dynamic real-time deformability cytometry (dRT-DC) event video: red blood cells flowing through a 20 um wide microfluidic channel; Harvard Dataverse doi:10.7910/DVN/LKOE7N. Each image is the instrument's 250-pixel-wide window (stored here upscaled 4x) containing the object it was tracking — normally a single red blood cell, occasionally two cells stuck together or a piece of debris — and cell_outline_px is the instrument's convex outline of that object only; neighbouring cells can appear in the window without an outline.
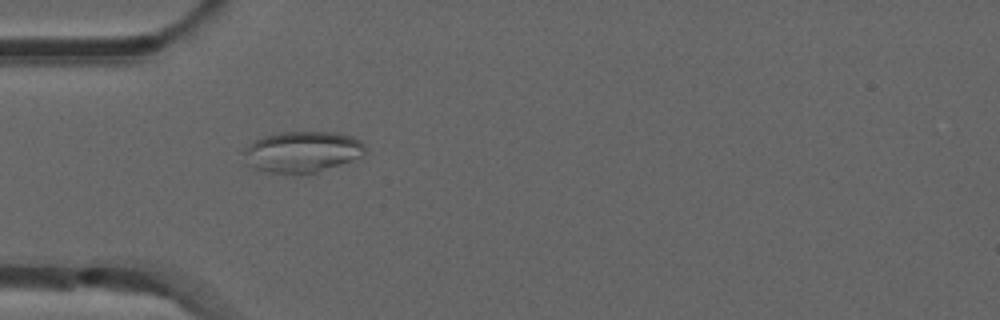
{"species": "common noctule bat (a hibernating species)", "species_latin": "Nyctalus noctula", "temperature_condition": "room temperature", "stored_images_in_passage": 31, "camera_frame_rate_fps": 3000, "um_per_image_px": 0.085, "animal": {"sex": "male", "forearm_length_mm": 52.5}, "frame": {"image": 1, "passage_image": 1, "time_ms": 0.0, "image_size_px": [1000, 320], "cell_outline_px": [[364, 152], [360, 156], [352, 160], [316, 172], [268, 172], [252, 168], [244, 164], [244, 148], [256, 140], [264, 136], [280, 132], [340, 132], [352, 136], [360, 140], [364, 144]], "centroid_in_image_um": [25.66, 12.88], "position_along_channel_um": 59.3, "area_um2": 28.78}}
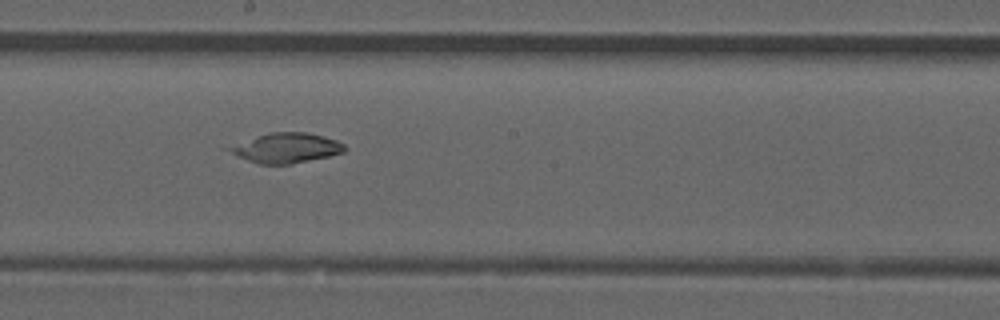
{"frame": {"image": 2, "passage_image": 14, "time_ms": 4.333, "image_size_px": [1000, 320], "cell_outline_px": [[348, 148], [344, 152], [328, 156], [292, 164], [260, 164], [248, 160], [220, 148], [272, 132], [308, 132], [324, 136], [336, 140], [344, 144]], "centroid_in_image_um": [24.32, 12.57], "position_along_channel_um": 223.9, "area_um2": 20.06}}
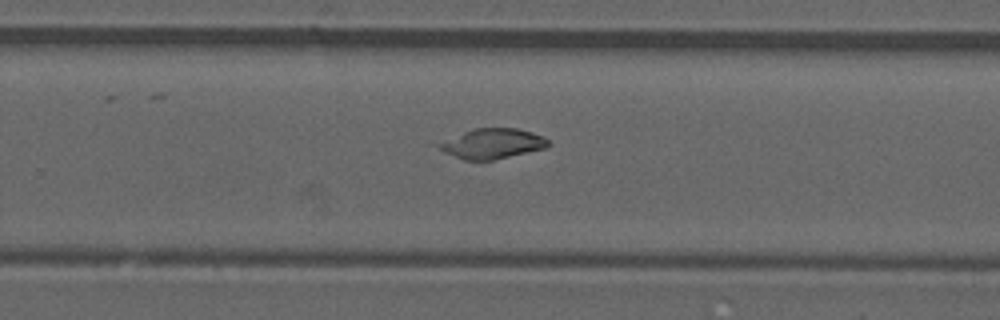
{"frame": {"image": 3, "passage_image": 19, "time_ms": 6.0, "image_size_px": [1000, 320], "cell_outline_px": [[552, 144], [544, 148], [496, 160], [464, 160], [444, 152], [436, 148], [436, 144], [464, 132], [476, 128], [516, 128], [532, 132], [544, 136]], "centroid_in_image_um": [41.87, 12.21], "position_along_channel_um": 287.9, "area_um2": 19.13}}